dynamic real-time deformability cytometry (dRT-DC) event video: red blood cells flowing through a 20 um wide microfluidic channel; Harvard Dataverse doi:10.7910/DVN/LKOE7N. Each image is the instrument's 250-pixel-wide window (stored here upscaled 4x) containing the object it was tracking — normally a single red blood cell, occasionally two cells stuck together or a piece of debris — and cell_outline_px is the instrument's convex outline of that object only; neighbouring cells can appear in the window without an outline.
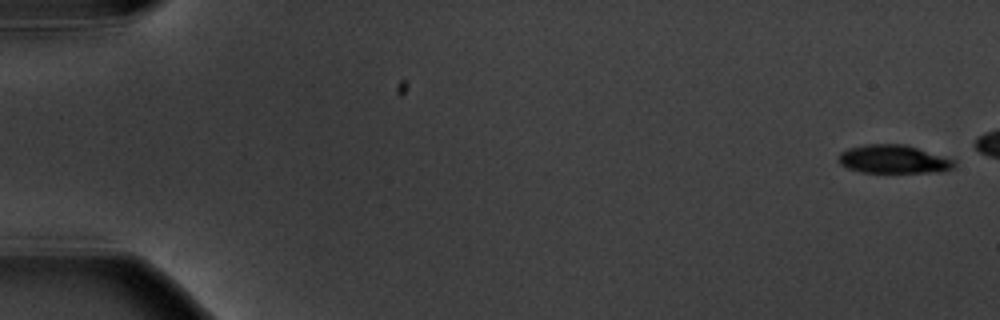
{"species": "common noctule bat (a hibernating species)", "species_latin": "Nyctalus noctula", "temperature_condition": "warm", "stored_images_in_passage": 8, "camera_frame_rate_fps": 3000, "um_per_image_px": 0.085, "animal": {"sex": "male", "body_mass_g": 20.1, "forearm_length_mm": 53.5}, "frame": {"image": 1, "passage_image": 1, "time_ms": 0.0, "image_size_px": [1000, 320], "cell_outline_px": [[956, 164], [952, 168], [944, 172], [860, 172], [848, 168], [840, 164], [840, 152], [848, 148], [864, 144], [904, 144], [956, 160]], "centroid_in_image_um": [75.97, 13.53], "position_along_channel_um": 9.0, "area_um2": 19.07}}